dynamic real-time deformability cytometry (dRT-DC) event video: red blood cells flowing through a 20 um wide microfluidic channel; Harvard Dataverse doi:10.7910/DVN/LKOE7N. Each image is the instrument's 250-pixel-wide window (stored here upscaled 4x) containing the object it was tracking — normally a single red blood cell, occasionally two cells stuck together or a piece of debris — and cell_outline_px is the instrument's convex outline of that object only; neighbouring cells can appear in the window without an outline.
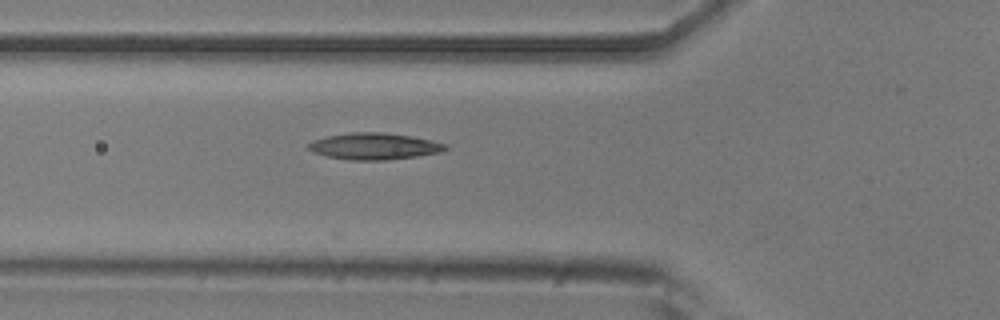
{"species": "common noctule bat (a hibernating species)", "species_latin": "Nyctalus noctula", "temperature_condition": "room temperature", "stored_images_in_passage": 12, "camera_frame_rate_fps": 3000, "um_per_image_px": 0.085, "animal": {"sex": "male", "body_mass_g": 20.5, "forearm_length_mm": 52.5}, "frame": {"image": 1, "passage_image": 7, "time_ms": 2.0, "image_size_px": [1000, 320], "cell_outline_px": [[448, 148], [440, 152], [416, 156], [384, 160], [348, 160], [328, 156], [316, 152], [308, 148], [308, 144], [312, 140], [328, 136], [352, 132], [380, 132], [412, 136], [432, 140], [444, 144]], "centroid_in_image_um": [31.81, 12.42], "position_along_channel_um": 94.0, "area_um2": 20.92}}
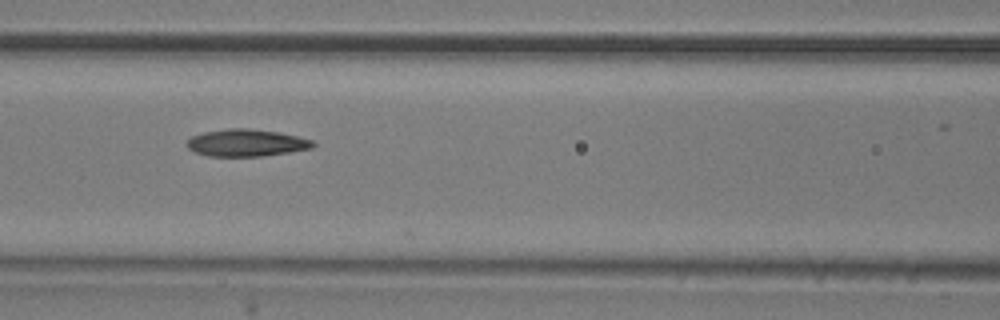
{"frame": {"image": 2, "passage_image": 11, "time_ms": 3.333, "image_size_px": [1000, 320], "cell_outline_px": [[316, 144], [312, 148], [264, 156], [208, 156], [196, 152], [188, 148], [184, 144], [192, 136], [204, 132], [228, 128], [248, 128], [280, 132], [312, 140]], "centroid_in_image_um": [20.93, 12.13], "position_along_channel_um": 145.7, "area_um2": 19.94}}